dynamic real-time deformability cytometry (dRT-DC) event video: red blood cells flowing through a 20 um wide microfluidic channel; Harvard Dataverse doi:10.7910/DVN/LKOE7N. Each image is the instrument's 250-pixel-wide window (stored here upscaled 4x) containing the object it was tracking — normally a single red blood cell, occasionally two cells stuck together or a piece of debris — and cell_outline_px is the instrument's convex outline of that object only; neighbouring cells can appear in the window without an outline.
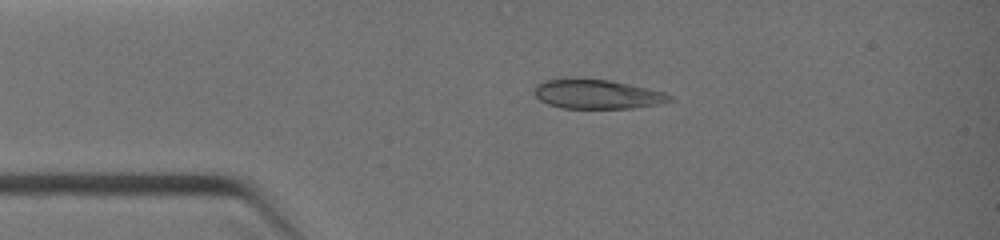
{"species": "common noctule bat (a hibernating species)", "species_latin": "Nyctalus noctula", "temperature_condition": "warm", "stored_images_in_passage": 4, "camera_frame_rate_fps": 3000, "um_per_image_px": 0.085, "animal": {"sex": "female", "body_mass_g": 19.0, "forearm_length_mm": 51.5}, "frame": {"image": 1, "passage_image": 2, "time_ms": 0.333, "image_size_px": [1000, 240], "cell_outline_px": [[672, 100], [660, 104], [632, 108], [560, 108], [548, 104], [540, 100], [532, 92], [536, 84], [544, 80], [572, 76], [576, 76], [608, 80], [628, 84], [664, 92], [672, 96]], "centroid_in_image_um": [50.67, 7.97], "position_along_channel_um": 34.3, "area_um2": 23.64}}